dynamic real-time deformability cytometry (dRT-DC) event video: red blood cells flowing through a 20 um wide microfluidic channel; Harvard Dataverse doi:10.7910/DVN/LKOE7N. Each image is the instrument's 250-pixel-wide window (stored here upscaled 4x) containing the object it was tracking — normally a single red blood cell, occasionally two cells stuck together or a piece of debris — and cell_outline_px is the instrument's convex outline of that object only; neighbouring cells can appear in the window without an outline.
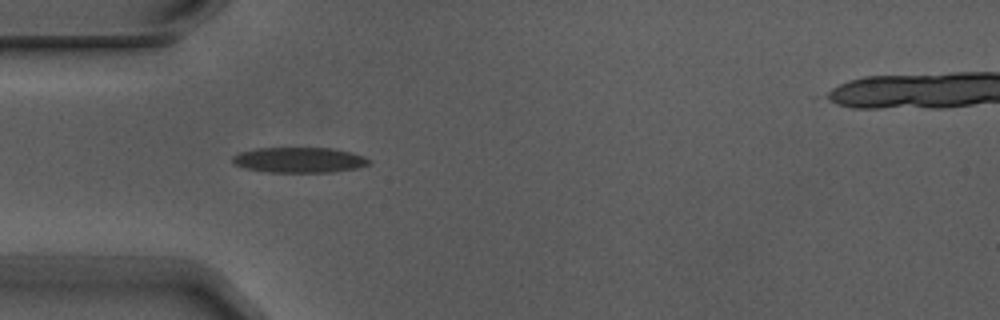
{"species": "Egyptian fruit bat (a non-hibernating species)", "species_latin": "Rousettus aegyptiacus", "temperature_condition": "warm", "stored_images_in_passage": 9, "camera_frame_rate_fps": 3000, "um_per_image_px": 0.085, "animal": {"sex": "male"}, "frame": {"image": 1, "passage_image": 4, "time_ms": 1.0, "image_size_px": [1000, 320], "cell_outline_px": [[372, 160], [368, 164], [356, 168], [332, 172], [268, 172], [244, 168], [236, 164], [232, 160], [232, 156], [240, 152], [256, 148], [332, 148], [364, 156]], "centroid_in_image_um": [25.42, 13.6], "position_along_channel_um": 59.6, "area_um2": 20.06}}
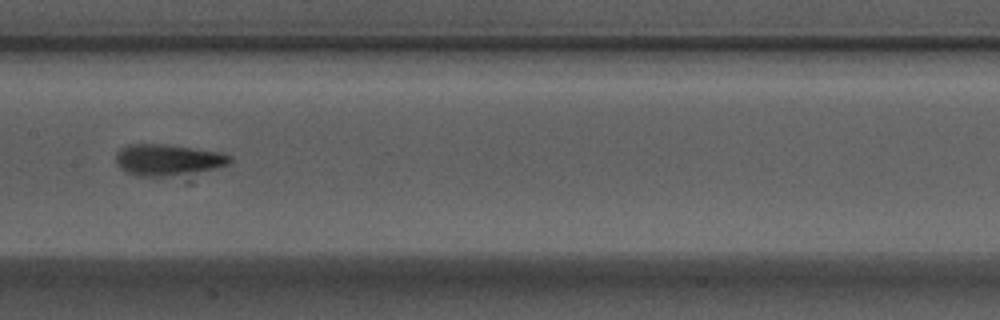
{"frame": {"image": 2, "passage_image": 7, "time_ms": 2.0, "image_size_px": [1000, 320], "cell_outline_px": [[232, 160], [228, 164], [212, 168], [164, 176], [136, 176], [120, 168], [116, 164], [116, 152], [120, 148], [132, 144], [164, 144], [220, 152], [232, 156]], "centroid_in_image_um": [14.21, 13.57], "position_along_channel_um": 193.2, "area_um2": 20.29}}
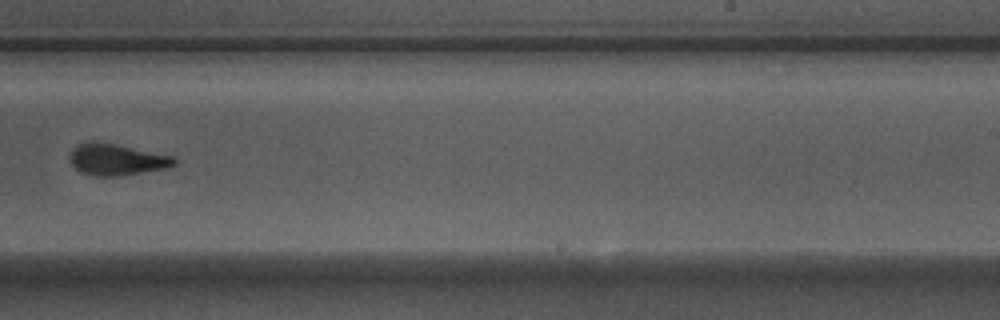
{"frame": {"image": 3, "passage_image": 9, "time_ms": 2.667, "image_size_px": [1000, 320], "cell_outline_px": [[176, 164], [168, 168], [120, 176], [92, 176], [80, 172], [72, 164], [68, 156], [72, 148], [80, 144], [112, 144], [176, 156]], "centroid_in_image_um": [9.96, 13.61], "position_along_channel_um": 279.0, "area_um2": 18.79}}